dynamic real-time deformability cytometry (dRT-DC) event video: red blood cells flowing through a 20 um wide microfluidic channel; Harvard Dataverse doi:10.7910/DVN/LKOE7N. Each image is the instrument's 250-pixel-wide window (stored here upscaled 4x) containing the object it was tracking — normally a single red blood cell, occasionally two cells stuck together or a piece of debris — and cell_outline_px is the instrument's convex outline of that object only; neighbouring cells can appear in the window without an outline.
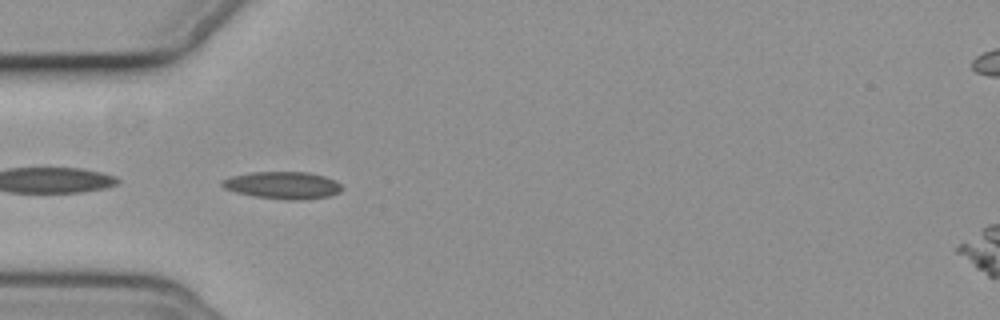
{"species": "common noctule bat (a hibernating species)", "species_latin": "Nyctalus noctula", "temperature_condition": "cold", "stored_images_in_passage": 40, "camera_frame_rate_fps": 3000, "um_per_image_px": 0.085, "animal": {"sex": "female", "body_mass_g": 19.3, "forearm_length_mm": 54.1}, "frame": {"image": 1, "passage_image": 1, "time_ms": 0.0, "image_size_px": [1000, 320], "cell_outline_px": [[344, 188], [340, 192], [328, 196], [308, 200], [288, 200], [256, 196], [236, 192], [224, 188], [220, 184], [224, 180], [232, 176], [252, 172], [308, 172], [324, 176], [336, 180]], "centroid_in_image_um": [24.09, 15.75], "position_along_channel_um": 60.9, "area_um2": 19.02}}
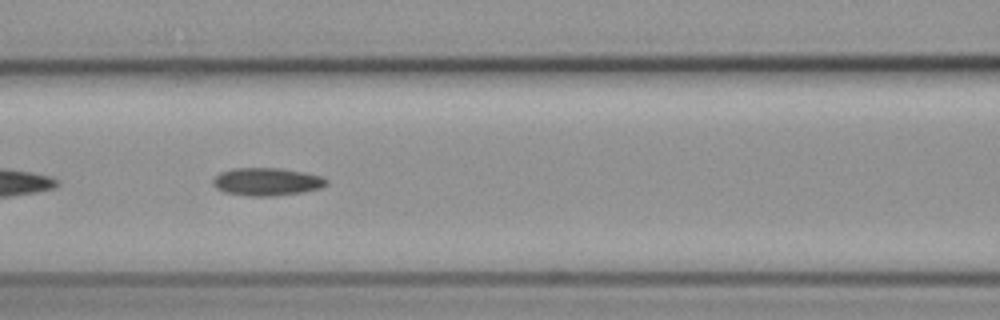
{"frame": {"image": 2, "passage_image": 8, "time_ms": 2.333, "image_size_px": [1000, 320], "cell_outline_px": [[328, 184], [320, 188], [304, 192], [276, 196], [252, 196], [224, 192], [216, 188], [212, 184], [212, 180], [220, 172], [232, 168], [280, 168], [304, 172], [320, 176], [328, 180]], "centroid_in_image_um": [22.68, 15.44], "position_along_channel_um": 143.9, "area_um2": 18.5}}
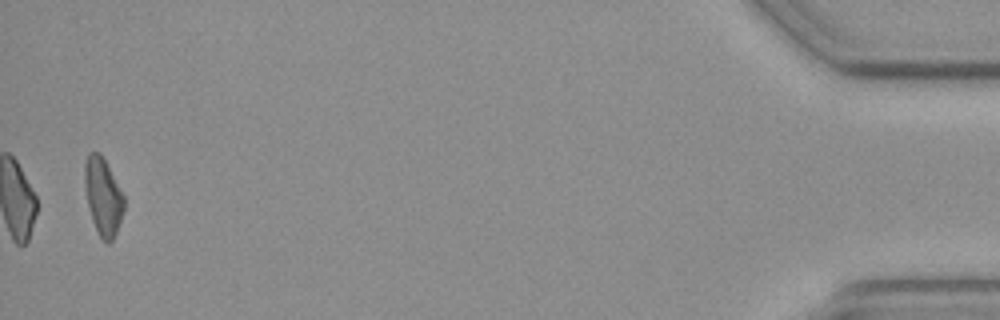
{"frame": {"image": 3, "passage_image": 39, "time_ms": 12.667, "image_size_px": [1000, 320], "cell_outline_px": [[124, 208], [116, 232], [112, 240], [108, 244], [100, 236], [92, 220], [88, 204], [84, 184], [84, 164], [88, 152], [100, 152], [124, 196]], "centroid_in_image_um": [8.74, 16.67], "position_along_channel_um": 426.5, "area_um2": 17.4}, "authors_computed_cell_mechanics": {"area_um2": 17.629, "velocity_mm_per_s": 3.6693, "shape_relaxation_time_tau1_ms": null, "shape_relaxation_time_tau2_ms": 6.0819, "deformation_change_tau1": null, "deformation_change_tau2": 0.1403}}